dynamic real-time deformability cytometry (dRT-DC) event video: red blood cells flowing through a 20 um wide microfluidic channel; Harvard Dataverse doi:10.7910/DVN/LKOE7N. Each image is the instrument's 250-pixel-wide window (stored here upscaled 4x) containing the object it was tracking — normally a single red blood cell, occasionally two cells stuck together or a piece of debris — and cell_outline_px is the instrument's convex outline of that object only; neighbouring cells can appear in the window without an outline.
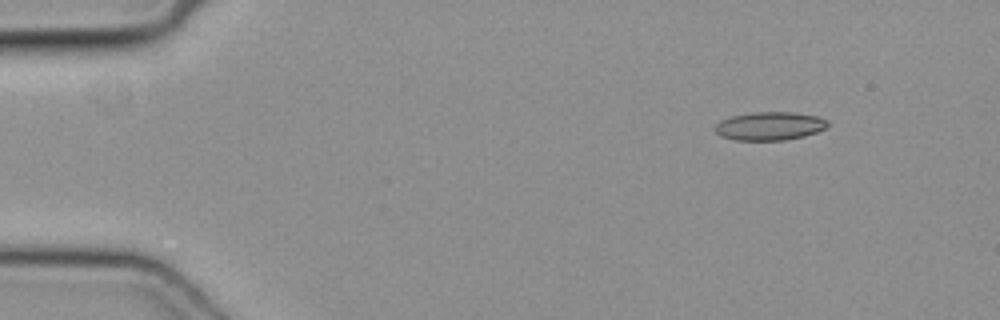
{"species": "common noctule bat (a hibernating species)", "species_latin": "Nyctalus noctula", "temperature_condition": "cold", "stored_images_in_passage": 9, "camera_frame_rate_fps": 3000, "um_per_image_px": 0.085, "animal": {"sex": "female", "body_mass_g": 19.3, "forearm_length_mm": 54.1}, "frame": {"image": 1, "passage_image": 2, "time_ms": 0.333, "image_size_px": [1000, 320], "cell_outline_px": [[828, 124], [824, 128], [816, 132], [804, 136], [784, 140], [736, 140], [720, 136], [716, 132], [716, 124], [720, 120], [732, 116], [752, 112], [796, 112], [820, 116], [828, 120]], "centroid_in_image_um": [65.44, 10.7], "position_along_channel_um": 19.6, "area_um2": 18.67}}